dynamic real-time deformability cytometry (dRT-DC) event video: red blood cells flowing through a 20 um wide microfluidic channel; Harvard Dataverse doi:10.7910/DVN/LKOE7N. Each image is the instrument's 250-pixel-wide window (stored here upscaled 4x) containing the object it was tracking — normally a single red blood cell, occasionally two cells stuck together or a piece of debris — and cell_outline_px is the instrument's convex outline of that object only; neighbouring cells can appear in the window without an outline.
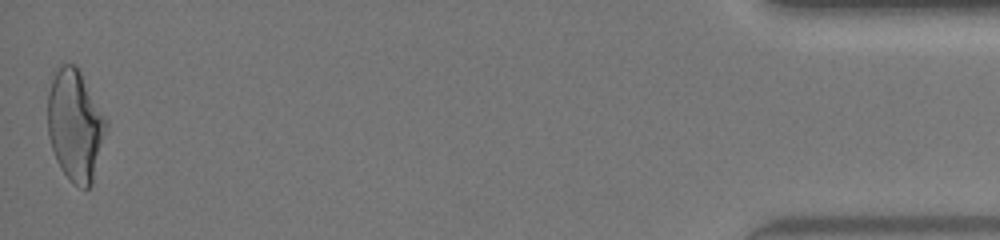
{"species": "human", "species_latin": "Homo sapiens", "temperature_condition": "warm", "stored_images_in_passage": 35, "camera_frame_rate_fps": 3000, "um_per_image_px": 0.085, "donor": {"sex": "female"}, "frame": {"image": 1, "passage_image": 35, "time_ms": 11.333, "image_size_px": [1000, 240], "cell_outline_px": [[108, 124], [92, 184], [88, 188], [84, 188], [76, 184], [60, 168], [56, 160], [48, 136], [48, 92], [52, 72], [60, 64], [76, 64], [108, 120]], "centroid_in_image_um": [6.38, 10.59], "position_along_channel_um": 428.8, "area_um2": 38.03}, "authors_computed_cell_mechanics": {"area_um2": 36.5296, "velocity_mm_per_s": 4.2091, "shape_relaxation_time_tau1_ms": 6.125, "shape_relaxation_time_tau2_ms": 1.0961, "deformation_change_tau1": 0.2216, "deformation_change_tau2": 0.1044}}